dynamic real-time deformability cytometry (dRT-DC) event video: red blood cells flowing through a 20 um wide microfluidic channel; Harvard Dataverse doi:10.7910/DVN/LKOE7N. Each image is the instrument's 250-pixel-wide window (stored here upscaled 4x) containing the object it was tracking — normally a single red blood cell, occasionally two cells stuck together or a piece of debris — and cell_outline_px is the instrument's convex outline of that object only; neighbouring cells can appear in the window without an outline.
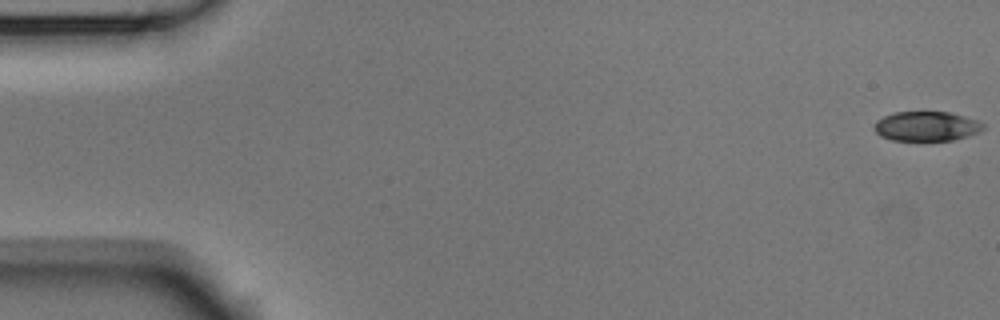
{"species": "Egyptian fruit bat (a non-hibernating species)", "species_latin": "Rousettus aegyptiacus", "temperature_condition": "room temperature", "stored_images_in_passage": 5, "camera_frame_rate_fps": 3000, "um_per_image_px": 0.085, "animal": {"sex": "male"}, "frame": {"image": 1, "passage_image": 1, "time_ms": 0.0, "image_size_px": [1000, 320], "cell_outline_px": [[984, 128], [980, 132], [968, 136], [952, 140], [892, 140], [880, 136], [872, 128], [876, 120], [892, 112], [924, 108], [952, 112], [976, 120], [984, 124]], "centroid_in_image_um": [78.72, 10.67], "position_along_channel_um": 6.3, "area_um2": 19.77}}
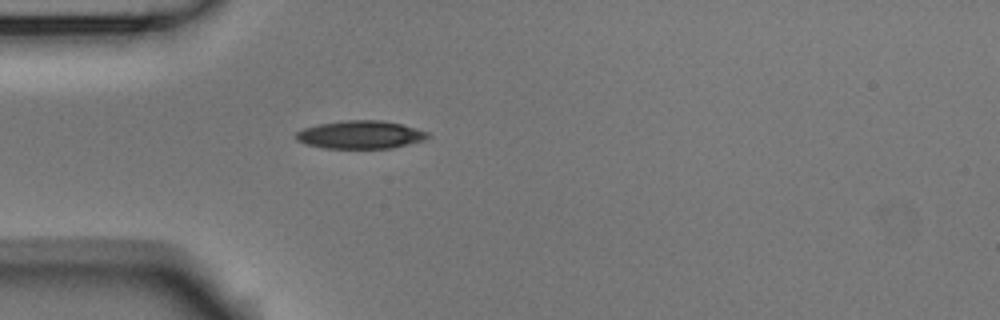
{"frame": {"image": 2, "passage_image": 5, "time_ms": 1.333, "image_size_px": [1000, 320], "cell_outline_px": [[432, 136], [424, 140], [392, 148], [324, 148], [308, 144], [296, 140], [296, 132], [304, 128], [320, 124], [344, 120], [380, 120], [400, 124], [428, 132]], "centroid_in_image_um": [30.65, 11.45], "position_along_channel_um": 54.3, "area_um2": 21.33}}